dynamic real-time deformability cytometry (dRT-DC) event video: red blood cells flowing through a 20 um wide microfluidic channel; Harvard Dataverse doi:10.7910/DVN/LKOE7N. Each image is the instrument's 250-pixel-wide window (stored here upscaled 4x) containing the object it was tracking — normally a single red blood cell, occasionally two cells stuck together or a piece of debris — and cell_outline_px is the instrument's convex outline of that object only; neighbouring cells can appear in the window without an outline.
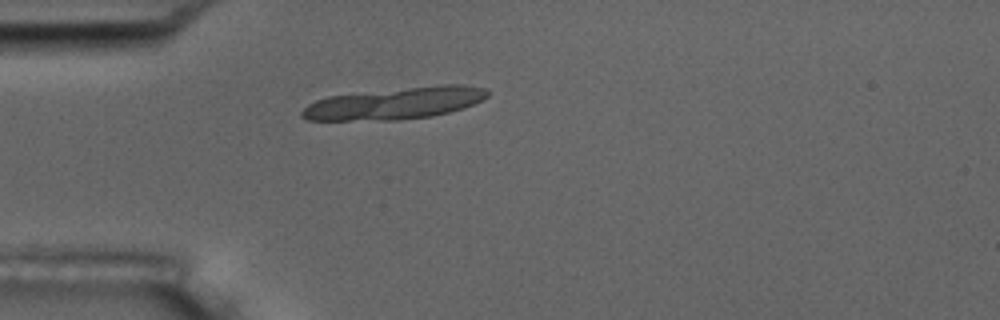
{"species": "common noctule bat (a hibernating species)", "species_latin": "Nyctalus noctula", "temperature_condition": "room temperature", "stored_images_in_passage": 2, "camera_frame_rate_fps": 3000, "um_per_image_px": 0.085, "animal": {"sex": "male", "body_mass_g": 17.5, "forearm_length_mm": 52.3}, "frame": {"image": 1, "passage_image": 2, "time_ms": 1.333, "image_size_px": [1000, 320], "cell_outline_px": [[488, 96], [484, 100], [464, 108], [432, 116], [396, 120], [308, 120], [300, 116], [300, 112], [308, 104], [316, 100], [328, 96], [444, 84], [464, 84], [484, 88], [488, 92]], "centroid_in_image_um": [33.6, 8.78], "position_along_channel_um": 51.4, "area_um2": 34.33}}